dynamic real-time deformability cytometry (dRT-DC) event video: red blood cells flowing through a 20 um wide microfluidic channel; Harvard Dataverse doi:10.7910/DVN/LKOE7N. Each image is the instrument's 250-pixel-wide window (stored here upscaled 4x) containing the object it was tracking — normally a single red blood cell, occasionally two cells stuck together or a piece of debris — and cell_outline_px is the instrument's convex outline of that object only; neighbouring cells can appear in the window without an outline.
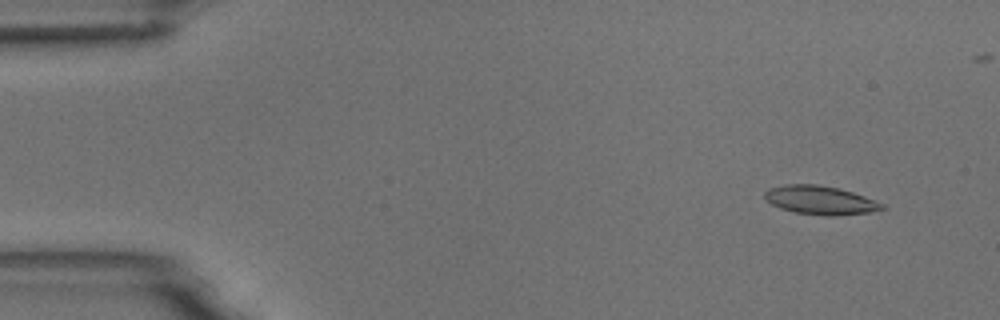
{"species": "common noctule bat (a hibernating species)", "species_latin": "Nyctalus noctula", "temperature_condition": "room temperature", "stored_images_in_passage": 6, "camera_frame_rate_fps": 3000, "um_per_image_px": 0.085, "animal": {"sex": "male", "body_mass_g": 18.8}, "frame": {"image": 1, "passage_image": 2, "time_ms": 1.333, "image_size_px": [1000, 320], "cell_outline_px": [[884, 208], [868, 212], [836, 216], [828, 216], [796, 212], [780, 208], [772, 204], [764, 196], [764, 192], [768, 188], [784, 184], [816, 184], [836, 188], [852, 192], [864, 196], [884, 204]], "centroid_in_image_um": [69.69, 17.01], "position_along_channel_um": 15.3, "area_um2": 19.36}}
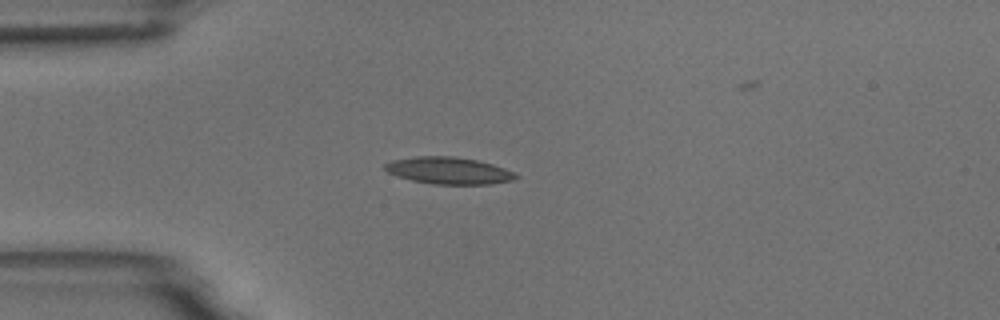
{"frame": {"image": 2, "passage_image": 5, "time_ms": 4.667, "image_size_px": [1000, 320], "cell_outline_px": [[520, 176], [512, 180], [488, 184], [432, 184], [412, 180], [396, 176], [388, 172], [384, 168], [384, 164], [392, 160], [416, 156], [452, 156], [476, 160], [492, 164], [504, 168]], "centroid_in_image_um": [38.1, 14.5], "position_along_channel_um": 46.9, "area_um2": 20.4}}